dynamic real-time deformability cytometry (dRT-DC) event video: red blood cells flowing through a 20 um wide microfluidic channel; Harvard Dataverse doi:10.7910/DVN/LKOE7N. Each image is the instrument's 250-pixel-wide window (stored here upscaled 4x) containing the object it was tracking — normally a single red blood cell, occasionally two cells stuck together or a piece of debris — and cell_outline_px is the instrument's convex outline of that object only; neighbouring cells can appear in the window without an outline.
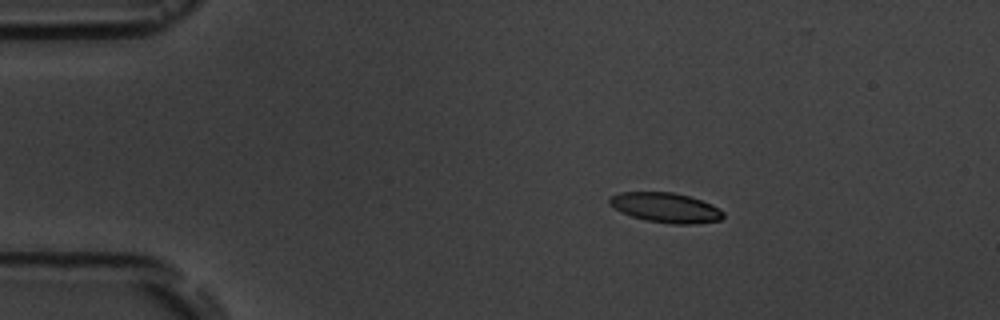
{"species": "common noctule bat (a hibernating species)", "species_latin": "Nyctalus noctula", "temperature_condition": "room temperature", "stored_images_in_passage": 4, "camera_frame_rate_fps": 3000, "um_per_image_px": 0.085, "animal": {"sex": "male", "body_mass_g": 19.5, "forearm_length_mm": 54.6}, "frame": {"image": 1, "passage_image": 2, "time_ms": 2.0, "image_size_px": [1000, 320], "cell_outline_px": [[724, 216], [720, 220], [696, 224], [672, 224], [648, 220], [632, 216], [620, 212], [608, 204], [608, 200], [612, 196], [620, 192], [672, 192], [688, 196], [712, 204], [720, 208], [724, 212]], "centroid_in_image_um": [56.59, 17.65], "position_along_channel_um": 28.4, "area_um2": 19.77}}